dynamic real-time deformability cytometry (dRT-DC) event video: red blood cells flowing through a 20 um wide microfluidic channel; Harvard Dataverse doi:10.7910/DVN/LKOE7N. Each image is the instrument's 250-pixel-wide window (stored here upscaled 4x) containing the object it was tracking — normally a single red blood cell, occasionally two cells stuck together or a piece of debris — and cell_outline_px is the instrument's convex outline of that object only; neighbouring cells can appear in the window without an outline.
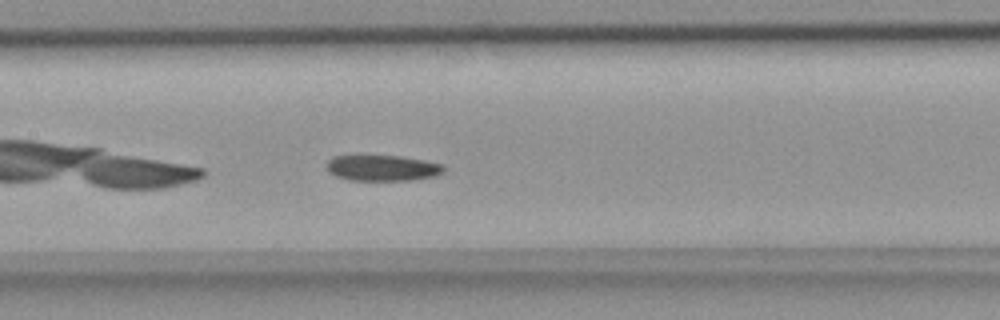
{"species": "common noctule bat (a hibernating species)", "species_latin": "Nyctalus noctula", "temperature_condition": "room temperature", "stored_images_in_passage": 38, "camera_frame_rate_fps": 3000, "um_per_image_px": 0.085, "animal": {"sex": "female", "body_mass_g": 18.4}, "frame": {"image": 1, "passage_image": 10, "time_ms": 3.0, "image_size_px": [1000, 320], "cell_outline_px": [[444, 172], [436, 176], [408, 180], [348, 180], [336, 176], [328, 172], [328, 160], [332, 156], [400, 156], [424, 160], [444, 164]], "centroid_in_image_um": [32.53, 14.28], "position_along_channel_um": 174.9, "area_um2": 17.57}}
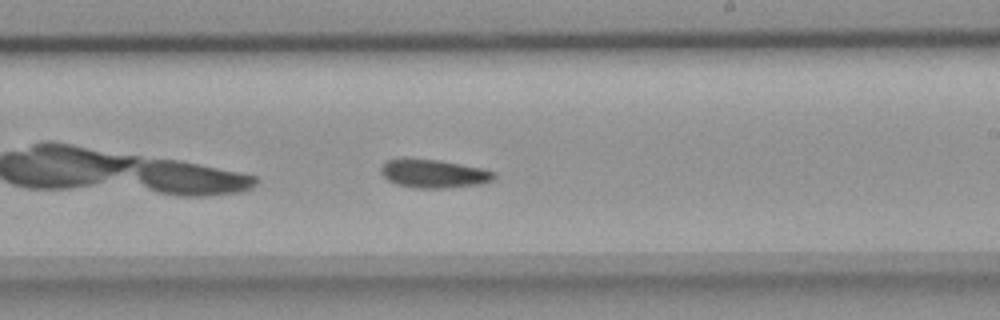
{"frame": {"image": 2, "passage_image": 16, "time_ms": 5.0, "image_size_px": [1000, 320], "cell_outline_px": [[496, 176], [492, 180], [480, 184], [444, 188], [416, 188], [396, 184], [388, 180], [380, 172], [380, 168], [388, 160], [440, 160], [480, 168], [496, 172]], "centroid_in_image_um": [36.9, 14.78], "position_along_channel_um": 252.1, "area_um2": 18.26}}
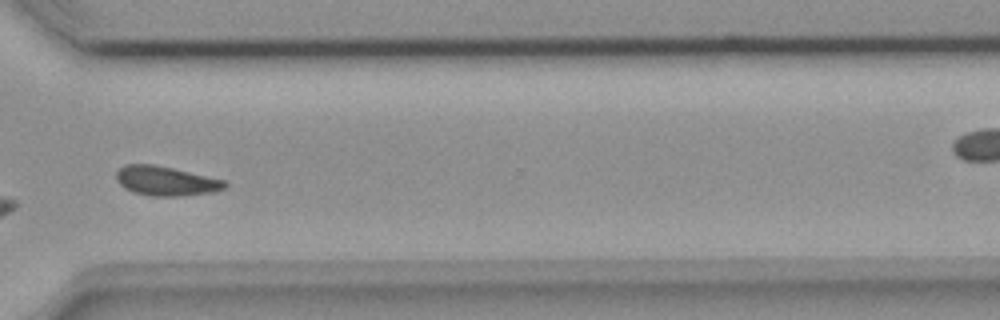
{"frame": {"image": 3, "passage_image": 24, "time_ms": 7.667, "image_size_px": [1000, 320], "cell_outline_px": [[228, 184], [224, 188], [212, 192], [180, 196], [152, 196], [132, 192], [124, 188], [116, 180], [116, 172], [124, 164], [152, 164], [172, 168], [208, 176], [224, 180]], "centroid_in_image_um": [14.06, 15.38], "position_along_channel_um": 356.5, "area_um2": 18.55}, "authors_computed_cell_mechanics": {"area_um2": 18.207, "velocity_mm_per_s": 3.8736, "shape_relaxation_time_tau1_ms": null, "shape_relaxation_time_tau2_ms": 10.3434, "deformation_change_tau1": null, "deformation_change_tau2": 0.1716}}